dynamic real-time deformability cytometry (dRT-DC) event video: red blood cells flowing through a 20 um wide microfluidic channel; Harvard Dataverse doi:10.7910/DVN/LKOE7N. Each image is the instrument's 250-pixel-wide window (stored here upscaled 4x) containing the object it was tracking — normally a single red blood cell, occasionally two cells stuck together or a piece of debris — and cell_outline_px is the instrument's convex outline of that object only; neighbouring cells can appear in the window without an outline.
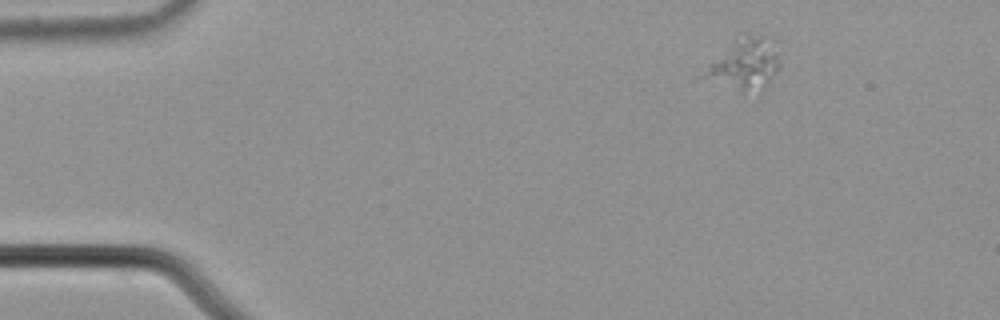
{"species": "common noctule bat (a hibernating species)", "species_latin": "Nyctalus noctula", "temperature_condition": "cold", "stored_images_in_passage": 5, "camera_frame_rate_fps": 3000, "um_per_image_px": 0.085, "animal": {"sex": "male", "body_mass_g": 21.5, "forearm_length_mm": 52.0}, "frame": {"image": 1, "passage_image": 5, "time_ms": 1.333, "image_size_px": [1000, 320], "cell_outline_px": [[780, 64], [768, 88], [744, 88], [700, 76], [708, 64], [740, 32], [772, 36], [776, 40]], "centroid_in_image_um": [63.4, 5.27], "position_along_channel_um": 21.6, "area_um2": 22.31}}